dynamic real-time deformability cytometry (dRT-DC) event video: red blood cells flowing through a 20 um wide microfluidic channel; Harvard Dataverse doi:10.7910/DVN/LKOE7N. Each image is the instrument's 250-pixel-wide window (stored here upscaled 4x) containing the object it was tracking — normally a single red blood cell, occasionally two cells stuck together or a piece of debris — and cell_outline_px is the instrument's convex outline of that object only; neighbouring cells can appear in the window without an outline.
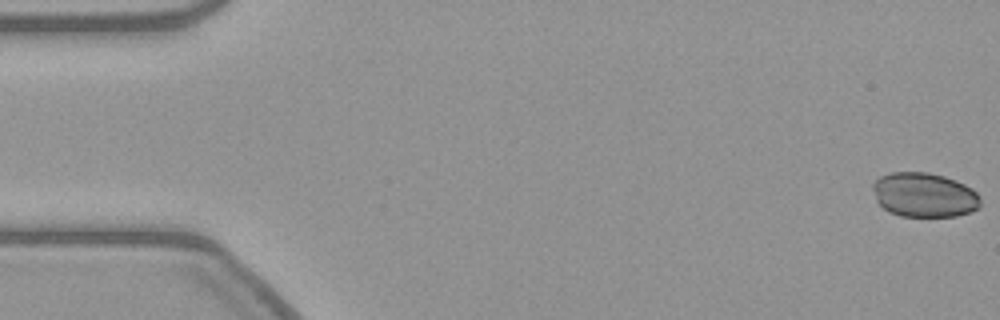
{"species": "common noctule bat (a hibernating species)", "species_latin": "Nyctalus noctula", "temperature_condition": "warm", "stored_images_in_passage": 51, "camera_frame_rate_fps": 3000, "um_per_image_px": 0.085, "animal": {"sex": "female", "body_mass_g": 21.9}, "frame": {"image": 1, "passage_image": 1, "time_ms": 0.0, "image_size_px": [1000, 320], "cell_outline_px": [[980, 208], [956, 216], [900, 216], [888, 212], [876, 200], [872, 188], [872, 184], [880, 176], [892, 172], [928, 172], [944, 176], [956, 180], [972, 188], [980, 196]], "centroid_in_image_um": [78.56, 16.56], "position_along_channel_um": 6.4, "area_um2": 28.03}}
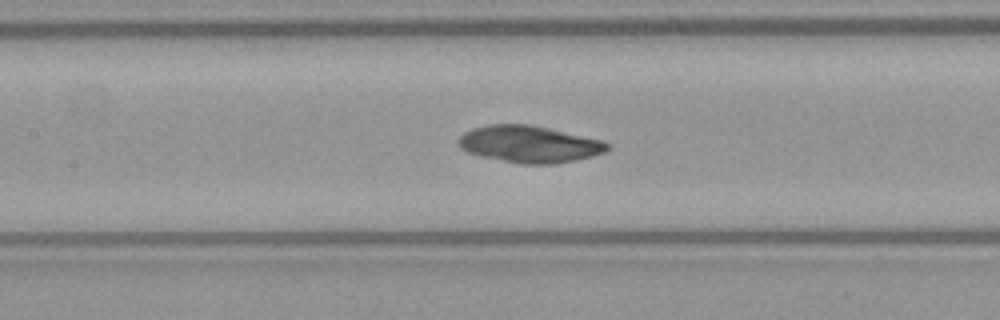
{"frame": {"image": 2, "passage_image": 25, "time_ms": 8.0, "image_size_px": [1000, 320], "cell_outline_px": [[608, 148], [604, 152], [592, 156], [576, 160], [556, 164], [520, 164], [480, 156], [468, 152], [460, 148], [460, 136], [464, 132], [472, 128], [488, 124], [532, 124], [604, 140], [608, 144]], "centroid_in_image_um": [45.0, 12.25], "position_along_channel_um": 162.4, "area_um2": 32.14}}
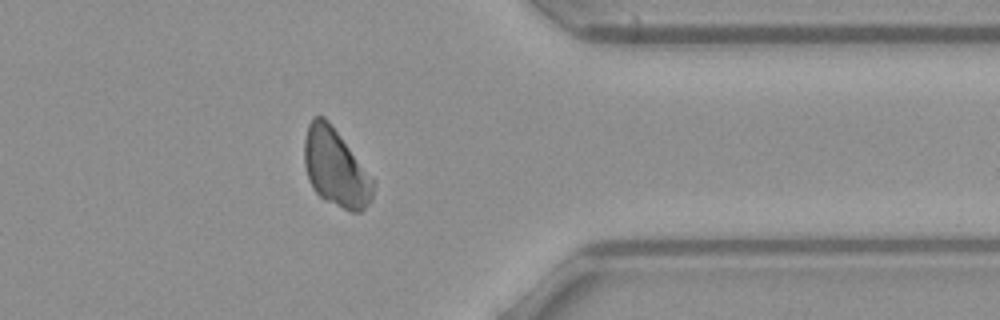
{"frame": {"image": 3, "passage_image": 44, "time_ms": 14.333, "image_size_px": [1000, 320], "cell_outline_px": [[372, 200], [360, 212], [352, 212], [320, 196], [312, 188], [308, 180], [304, 164], [304, 140], [308, 124], [312, 116], [324, 116], [332, 124], [372, 176]], "centroid_in_image_um": [28.5, 14.22], "position_along_channel_um": 382.9, "area_um2": 31.04}}